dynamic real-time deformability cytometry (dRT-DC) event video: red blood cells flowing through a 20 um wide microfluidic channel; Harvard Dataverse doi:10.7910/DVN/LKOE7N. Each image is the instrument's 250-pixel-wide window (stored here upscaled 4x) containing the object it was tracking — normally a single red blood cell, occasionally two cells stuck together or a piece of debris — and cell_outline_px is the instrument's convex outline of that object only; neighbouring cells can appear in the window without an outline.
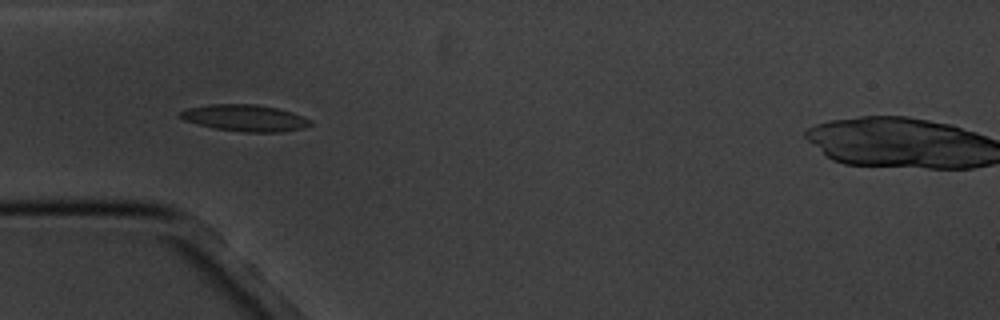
{"species": "common noctule bat (a hibernating species)", "species_latin": "Nyctalus noctula", "temperature_condition": "cold", "stored_images_in_passage": 8, "camera_frame_rate_fps": 3000, "um_per_image_px": 0.085, "animal": {"sex": "male", "body_mass_g": 20.1, "forearm_length_mm": 53.5}, "frame": {"image": 1, "passage_image": 2, "time_ms": 1.0, "image_size_px": [1000, 320], "cell_outline_px": [[312, 124], [304, 128], [280, 132], [244, 132], [216, 128], [184, 120], [176, 116], [180, 112], [188, 108], [208, 104], [256, 104], [276, 108], [292, 112], [304, 116], [312, 120]], "centroid_in_image_um": [20.85, 10.02], "position_along_channel_um": 64.2, "area_um2": 20.17}}
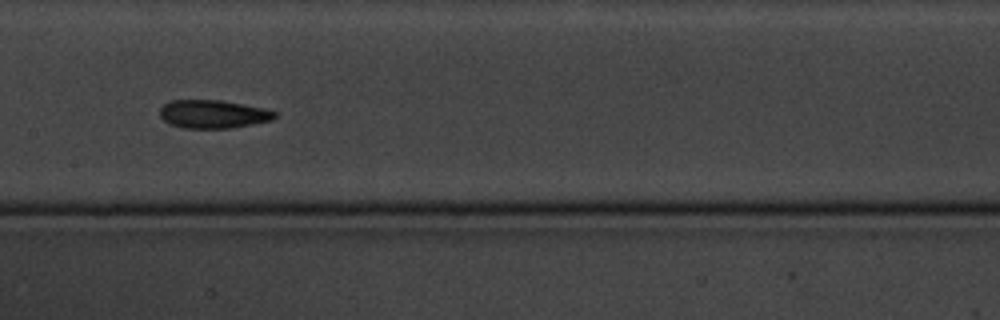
{"frame": {"image": 2, "passage_image": 5, "time_ms": 4.667, "image_size_px": [1000, 320], "cell_outline_px": [[276, 116], [272, 120], [232, 128], [184, 128], [168, 124], [160, 116], [160, 108], [164, 104], [172, 100], [224, 100], [264, 108], [276, 112]], "centroid_in_image_um": [18.1, 9.69], "position_along_channel_um": 189.3, "area_um2": 19.02}}
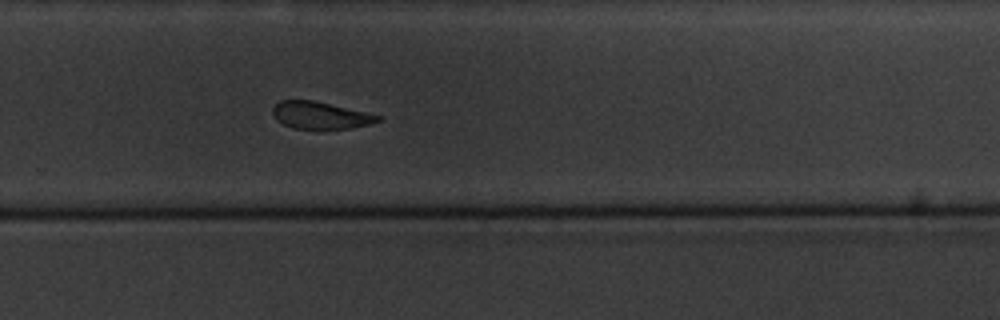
{"frame": {"image": 3, "passage_image": 8, "time_ms": 8.0, "image_size_px": [1000, 320], "cell_outline_px": [[380, 120], [368, 124], [352, 128], [292, 128], [276, 120], [272, 112], [272, 108], [280, 100], [312, 100], [364, 112], [380, 116]], "centroid_in_image_um": [27.16, 9.79], "position_along_channel_um": 302.6, "area_um2": 16.18}}